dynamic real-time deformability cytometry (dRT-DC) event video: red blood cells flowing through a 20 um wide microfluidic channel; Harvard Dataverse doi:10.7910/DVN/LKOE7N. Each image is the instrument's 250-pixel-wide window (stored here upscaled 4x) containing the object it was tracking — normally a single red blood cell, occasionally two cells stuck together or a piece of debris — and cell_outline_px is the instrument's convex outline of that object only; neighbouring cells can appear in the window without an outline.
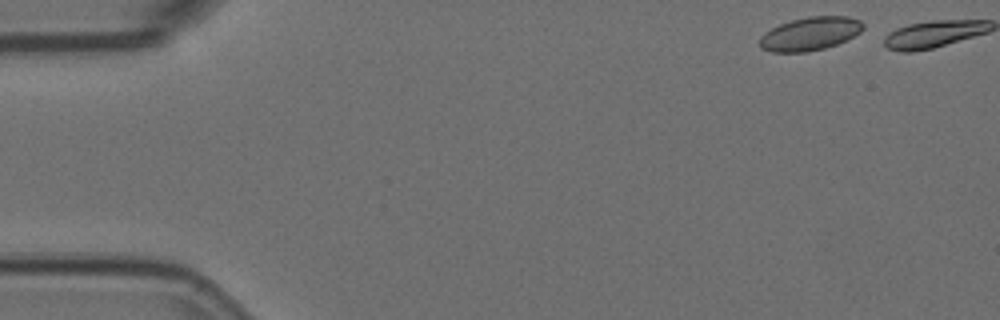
{"species": "Egyptian fruit bat (a non-hibernating species)", "species_latin": "Rousettus aegyptiacus", "temperature_condition": "room temperature", "stored_images_in_passage": 2, "camera_frame_rate_fps": 3000, "um_per_image_px": 0.085, "animal": {"sex": "female"}, "frame": {"image": 1, "passage_image": 1, "time_ms": 0.0, "image_size_px": [1000, 320], "cell_outline_px": [[864, 28], [860, 32], [848, 40], [824, 48], [804, 52], [772, 52], [760, 48], [760, 36], [764, 32], [780, 24], [792, 20], [808, 16], [848, 16], [860, 20], [864, 24]], "centroid_in_image_um": [68.87, 2.86], "position_along_channel_um": 16.1, "area_um2": 20.17}}